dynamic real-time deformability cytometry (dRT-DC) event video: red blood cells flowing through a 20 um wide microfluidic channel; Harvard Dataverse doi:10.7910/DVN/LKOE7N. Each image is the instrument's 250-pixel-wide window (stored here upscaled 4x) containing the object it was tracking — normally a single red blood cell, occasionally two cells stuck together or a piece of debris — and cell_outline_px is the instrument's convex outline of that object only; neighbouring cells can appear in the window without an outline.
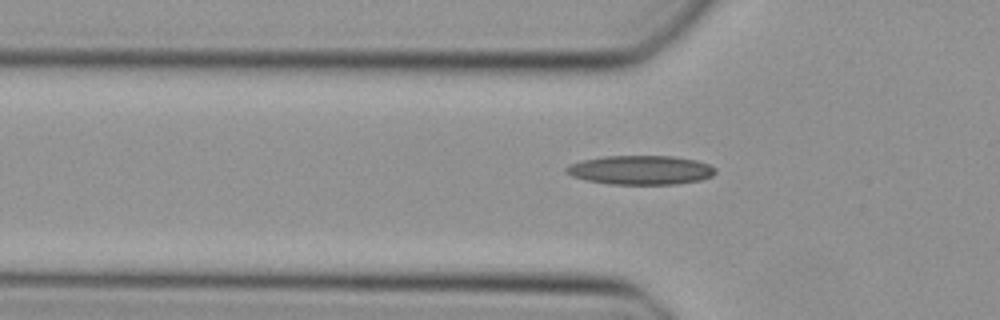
{"species": "Egyptian fruit bat (a non-hibernating species)", "species_latin": "Rousettus aegyptiacus", "temperature_condition": "cold", "stored_images_in_passage": 35, "camera_frame_rate_fps": 3000, "um_per_image_px": 0.085, "animal": {"sex": "female"}, "frame": {"image": 1, "passage_image": 7, "time_ms": 2.0, "image_size_px": [1000, 320], "cell_outline_px": [[716, 172], [712, 176], [700, 180], [676, 184], [608, 184], [588, 180], [572, 176], [564, 172], [564, 168], [568, 164], [584, 160], [604, 156], [672, 156], [696, 160], [708, 164], [716, 168]], "centroid_in_image_um": [54.44, 14.45], "position_along_channel_um": 71.4, "area_um2": 25.32}}
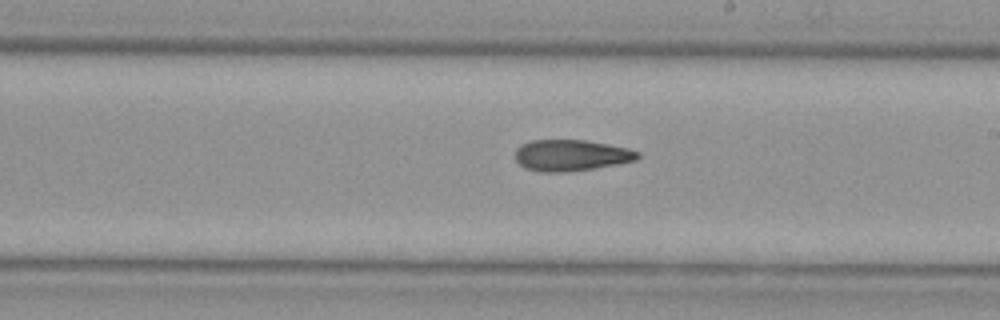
{"frame": {"image": 2, "passage_image": 19, "time_ms": 6.0, "image_size_px": [1000, 320], "cell_outline_px": [[640, 156], [636, 160], [616, 164], [568, 172], [540, 172], [524, 168], [516, 160], [516, 148], [520, 144], [532, 140], [584, 140], [608, 144], [628, 148], [640, 152]], "centroid_in_image_um": [48.52, 13.2], "position_along_channel_um": 240.5, "area_um2": 22.31}}
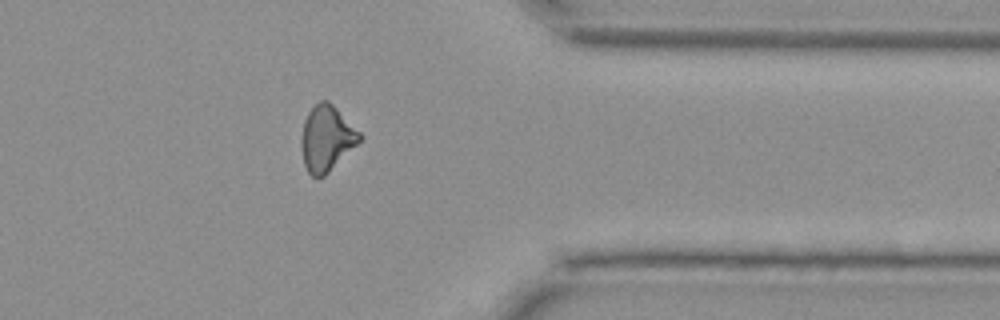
{"frame": {"image": 3, "passage_image": 30, "time_ms": 9.667, "image_size_px": [1000, 320], "cell_outline_px": [[360, 140], [324, 176], [312, 176], [308, 172], [304, 164], [300, 144], [300, 136], [304, 120], [308, 112], [320, 100], [328, 100], [360, 132]], "centroid_in_image_um": [27.71, 11.74], "position_along_channel_um": 383.7, "area_um2": 21.85}}